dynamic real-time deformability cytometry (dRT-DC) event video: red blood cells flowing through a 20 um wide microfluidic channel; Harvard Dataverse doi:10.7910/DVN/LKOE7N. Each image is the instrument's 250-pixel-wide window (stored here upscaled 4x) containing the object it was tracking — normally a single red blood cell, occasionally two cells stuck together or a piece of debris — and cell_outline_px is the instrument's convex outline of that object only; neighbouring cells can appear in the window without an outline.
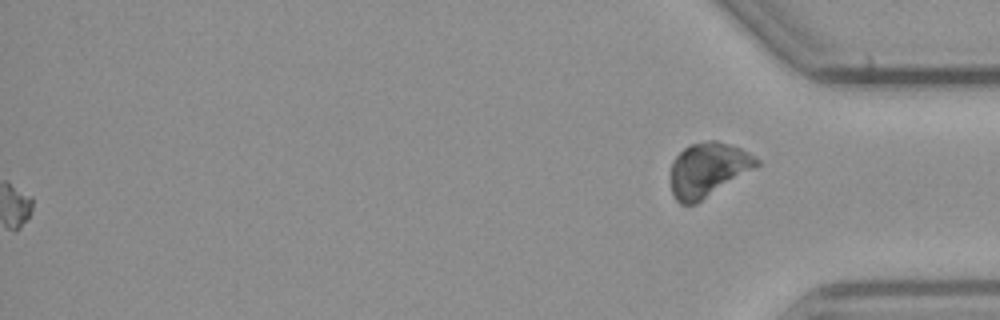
{"species": "common noctule bat (a hibernating species)", "species_latin": "Nyctalus noctula", "temperature_condition": "cold", "stored_images_in_passage": 56, "segment_of_instrument_passage": [2, 2], "camera_frame_rate_fps": 3000, "um_per_image_px": 0.085, "animal": {"sex": "male", "body_mass_g": 23.1, "forearm_length_mm": 52.7}, "frame": {"image": 1, "passage_image": 56, "time_ms": 18.333, "image_size_px": [1000, 320], "cell_outline_px": [[760, 164], [696, 204], [680, 204], [676, 200], [672, 192], [672, 160], [684, 148], [692, 144], [708, 140], [716, 140], [732, 144], [756, 156], [760, 160]], "centroid_in_image_um": [60.19, 14.4], "position_along_channel_um": 375.0, "area_um2": 26.88}}